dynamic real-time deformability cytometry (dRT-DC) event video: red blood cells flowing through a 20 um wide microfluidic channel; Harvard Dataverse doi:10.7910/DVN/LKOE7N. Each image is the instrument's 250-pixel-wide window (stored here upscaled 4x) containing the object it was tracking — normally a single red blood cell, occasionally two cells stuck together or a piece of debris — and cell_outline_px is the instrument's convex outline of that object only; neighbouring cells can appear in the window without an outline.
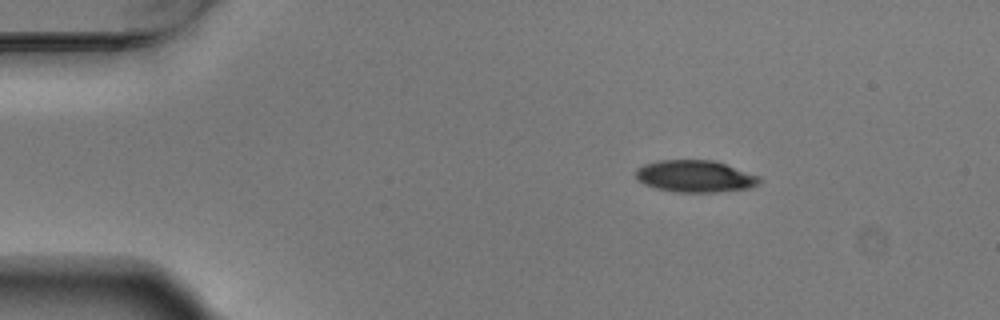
{"species": "Egyptian fruit bat (a non-hibernating species)", "species_latin": "Rousettus aegyptiacus", "temperature_condition": "warm", "stored_images_in_passage": 2, "camera_frame_rate_fps": 3000, "um_per_image_px": 0.085, "animal": {"sex": "male"}, "frame": {"image": 1, "passage_image": 1, "time_ms": 0.0, "image_size_px": [1000, 320], "cell_outline_px": [[760, 184], [752, 188], [716, 192], [676, 192], [656, 188], [644, 184], [636, 180], [636, 168], [644, 164], [656, 160], [712, 160], [760, 176]], "centroid_in_image_um": [59.07, 14.99], "position_along_channel_um": 25.9, "area_um2": 23.12}}